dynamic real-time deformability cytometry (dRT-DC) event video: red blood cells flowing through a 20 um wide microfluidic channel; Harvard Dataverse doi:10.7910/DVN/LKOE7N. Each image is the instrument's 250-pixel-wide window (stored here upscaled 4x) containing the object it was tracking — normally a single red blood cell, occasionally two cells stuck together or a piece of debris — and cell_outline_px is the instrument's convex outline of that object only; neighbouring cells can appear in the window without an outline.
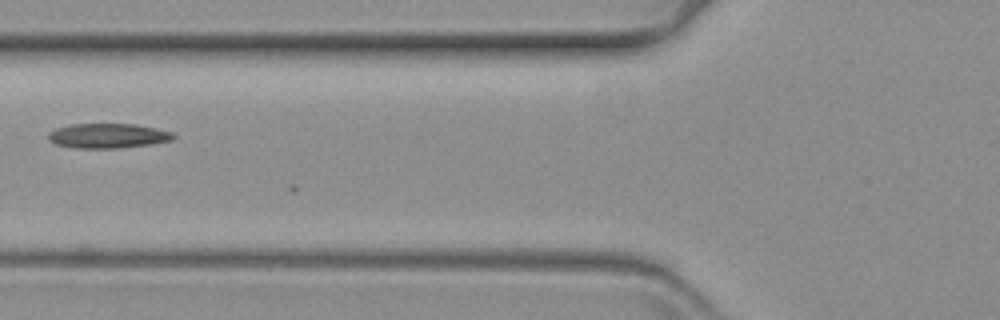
{"species": "common noctule bat (a hibernating species)", "species_latin": "Nyctalus noctula", "temperature_condition": "warm", "stored_images_in_passage": 4, "camera_frame_rate_fps": 3000, "um_per_image_px": 0.085, "animal": {"sex": "female", "body_mass_g": 19.3, "forearm_length_mm": 54.1}, "frame": {"image": 1, "passage_image": 3, "time_ms": 0.667, "image_size_px": [1000, 320], "cell_outline_px": [[176, 136], [172, 140], [148, 144], [116, 148], [76, 148], [56, 144], [48, 136], [48, 132], [56, 128], [72, 124], [136, 124], [156, 128], [172, 132]], "centroid_in_image_um": [9.18, 11.53], "position_along_channel_um": 116.6, "area_um2": 17.8}}